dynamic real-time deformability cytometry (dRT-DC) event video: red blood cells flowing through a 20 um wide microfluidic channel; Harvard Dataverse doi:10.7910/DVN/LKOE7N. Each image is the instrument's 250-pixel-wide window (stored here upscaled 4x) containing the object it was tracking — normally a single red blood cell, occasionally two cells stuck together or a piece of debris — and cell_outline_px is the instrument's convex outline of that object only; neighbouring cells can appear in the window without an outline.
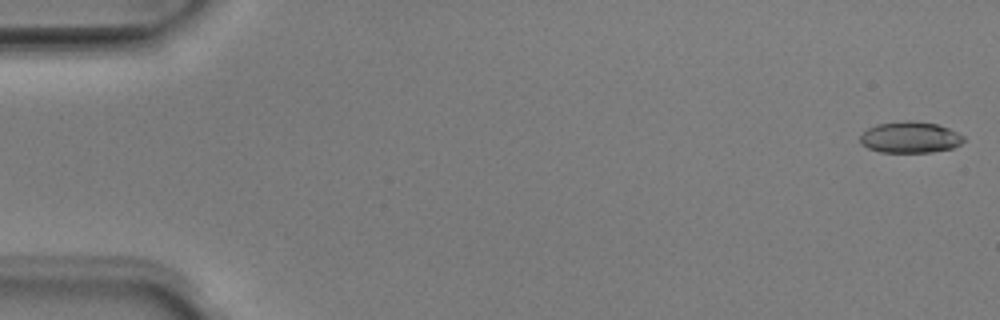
{"species": "Egyptian fruit bat (a non-hibernating species)", "species_latin": "Rousettus aegyptiacus", "temperature_condition": "room temperature", "stored_images_in_passage": 10, "camera_frame_rate_fps": 3000, "um_per_image_px": 0.085, "animal": {"sex": "male"}, "frame": {"image": 1, "passage_image": 1, "time_ms": 0.0, "image_size_px": [1000, 320], "cell_outline_px": [[964, 140], [960, 144], [952, 148], [932, 152], [880, 152], [868, 148], [860, 144], [860, 136], [868, 128], [876, 124], [904, 120], [912, 120], [936, 124], [948, 128], [964, 136]], "centroid_in_image_um": [77.33, 11.67], "position_along_channel_um": 7.7, "area_um2": 18.9}}